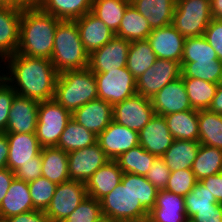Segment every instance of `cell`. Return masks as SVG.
Returning a JSON list of instances; mask_svg holds the SVG:
<instances>
[{
  "label": "cell",
  "instance_id": "6da1fadb",
  "mask_svg": "<svg viewBox=\"0 0 222 222\" xmlns=\"http://www.w3.org/2000/svg\"><path fill=\"white\" fill-rule=\"evenodd\" d=\"M3 62L7 70H3V72L6 71V74L0 71V75L14 88L18 95L39 102L54 98L59 73L50 59L28 57L15 53ZM1 67L5 69L3 64H0Z\"/></svg>",
  "mask_w": 222,
  "mask_h": 222
},
{
  "label": "cell",
  "instance_id": "7a4b0ae2",
  "mask_svg": "<svg viewBox=\"0 0 222 222\" xmlns=\"http://www.w3.org/2000/svg\"><path fill=\"white\" fill-rule=\"evenodd\" d=\"M60 19L42 11L38 6L22 9L18 54L51 59L55 31Z\"/></svg>",
  "mask_w": 222,
  "mask_h": 222
},
{
  "label": "cell",
  "instance_id": "3957f363",
  "mask_svg": "<svg viewBox=\"0 0 222 222\" xmlns=\"http://www.w3.org/2000/svg\"><path fill=\"white\" fill-rule=\"evenodd\" d=\"M54 39L50 60L58 73L88 68L89 53L81 41L75 20H60Z\"/></svg>",
  "mask_w": 222,
  "mask_h": 222
},
{
  "label": "cell",
  "instance_id": "277c9868",
  "mask_svg": "<svg viewBox=\"0 0 222 222\" xmlns=\"http://www.w3.org/2000/svg\"><path fill=\"white\" fill-rule=\"evenodd\" d=\"M102 216L113 222H146L149 211L133 192V173H123L121 183L100 200Z\"/></svg>",
  "mask_w": 222,
  "mask_h": 222
},
{
  "label": "cell",
  "instance_id": "5b68a950",
  "mask_svg": "<svg viewBox=\"0 0 222 222\" xmlns=\"http://www.w3.org/2000/svg\"><path fill=\"white\" fill-rule=\"evenodd\" d=\"M53 99L71 113L98 99L94 73L89 68L59 73Z\"/></svg>",
  "mask_w": 222,
  "mask_h": 222
},
{
  "label": "cell",
  "instance_id": "8992f818",
  "mask_svg": "<svg viewBox=\"0 0 222 222\" xmlns=\"http://www.w3.org/2000/svg\"><path fill=\"white\" fill-rule=\"evenodd\" d=\"M211 20L210 0H176L172 25L185 38L203 36Z\"/></svg>",
  "mask_w": 222,
  "mask_h": 222
},
{
  "label": "cell",
  "instance_id": "52a82bcc",
  "mask_svg": "<svg viewBox=\"0 0 222 222\" xmlns=\"http://www.w3.org/2000/svg\"><path fill=\"white\" fill-rule=\"evenodd\" d=\"M72 113L66 110L54 99L40 101L36 136L42 148L57 147L60 135L63 133Z\"/></svg>",
  "mask_w": 222,
  "mask_h": 222
},
{
  "label": "cell",
  "instance_id": "ba28073f",
  "mask_svg": "<svg viewBox=\"0 0 222 222\" xmlns=\"http://www.w3.org/2000/svg\"><path fill=\"white\" fill-rule=\"evenodd\" d=\"M94 75L98 99L104 100L112 106L137 94L136 79L127 67L104 73H94Z\"/></svg>",
  "mask_w": 222,
  "mask_h": 222
},
{
  "label": "cell",
  "instance_id": "9c48e42d",
  "mask_svg": "<svg viewBox=\"0 0 222 222\" xmlns=\"http://www.w3.org/2000/svg\"><path fill=\"white\" fill-rule=\"evenodd\" d=\"M87 196L84 182L69 180L57 184L45 214L51 222H63Z\"/></svg>",
  "mask_w": 222,
  "mask_h": 222
},
{
  "label": "cell",
  "instance_id": "30bf717a",
  "mask_svg": "<svg viewBox=\"0 0 222 222\" xmlns=\"http://www.w3.org/2000/svg\"><path fill=\"white\" fill-rule=\"evenodd\" d=\"M181 69L180 62L157 58L153 66L136 79L137 94L151 99L165 85L181 77Z\"/></svg>",
  "mask_w": 222,
  "mask_h": 222
},
{
  "label": "cell",
  "instance_id": "8fae6325",
  "mask_svg": "<svg viewBox=\"0 0 222 222\" xmlns=\"http://www.w3.org/2000/svg\"><path fill=\"white\" fill-rule=\"evenodd\" d=\"M155 115L151 99L139 94L113 106V121L139 132Z\"/></svg>",
  "mask_w": 222,
  "mask_h": 222
},
{
  "label": "cell",
  "instance_id": "7c38bea8",
  "mask_svg": "<svg viewBox=\"0 0 222 222\" xmlns=\"http://www.w3.org/2000/svg\"><path fill=\"white\" fill-rule=\"evenodd\" d=\"M130 44V41L115 35L104 46L89 55L88 68L93 73H104L126 67Z\"/></svg>",
  "mask_w": 222,
  "mask_h": 222
},
{
  "label": "cell",
  "instance_id": "4fadbf2b",
  "mask_svg": "<svg viewBox=\"0 0 222 222\" xmlns=\"http://www.w3.org/2000/svg\"><path fill=\"white\" fill-rule=\"evenodd\" d=\"M109 159L98 143L68 153L70 180L86 183Z\"/></svg>",
  "mask_w": 222,
  "mask_h": 222
},
{
  "label": "cell",
  "instance_id": "5bb4252c",
  "mask_svg": "<svg viewBox=\"0 0 222 222\" xmlns=\"http://www.w3.org/2000/svg\"><path fill=\"white\" fill-rule=\"evenodd\" d=\"M97 143L109 160L139 145V132L112 121L97 136Z\"/></svg>",
  "mask_w": 222,
  "mask_h": 222
},
{
  "label": "cell",
  "instance_id": "9a60e30c",
  "mask_svg": "<svg viewBox=\"0 0 222 222\" xmlns=\"http://www.w3.org/2000/svg\"><path fill=\"white\" fill-rule=\"evenodd\" d=\"M9 145L7 168L15 172L28 162H42L40 143L36 134L6 133Z\"/></svg>",
  "mask_w": 222,
  "mask_h": 222
},
{
  "label": "cell",
  "instance_id": "2e32d148",
  "mask_svg": "<svg viewBox=\"0 0 222 222\" xmlns=\"http://www.w3.org/2000/svg\"><path fill=\"white\" fill-rule=\"evenodd\" d=\"M39 101L16 94L4 133L36 134Z\"/></svg>",
  "mask_w": 222,
  "mask_h": 222
},
{
  "label": "cell",
  "instance_id": "e0dca14e",
  "mask_svg": "<svg viewBox=\"0 0 222 222\" xmlns=\"http://www.w3.org/2000/svg\"><path fill=\"white\" fill-rule=\"evenodd\" d=\"M152 107L157 115L194 110L190 104L182 77L165 85L151 98Z\"/></svg>",
  "mask_w": 222,
  "mask_h": 222
},
{
  "label": "cell",
  "instance_id": "ac0fdd59",
  "mask_svg": "<svg viewBox=\"0 0 222 222\" xmlns=\"http://www.w3.org/2000/svg\"><path fill=\"white\" fill-rule=\"evenodd\" d=\"M147 40L158 59L181 63L185 37L172 24L152 29Z\"/></svg>",
  "mask_w": 222,
  "mask_h": 222
},
{
  "label": "cell",
  "instance_id": "d6986e66",
  "mask_svg": "<svg viewBox=\"0 0 222 222\" xmlns=\"http://www.w3.org/2000/svg\"><path fill=\"white\" fill-rule=\"evenodd\" d=\"M72 118L98 136L113 121V106L104 100L96 99L76 109Z\"/></svg>",
  "mask_w": 222,
  "mask_h": 222
},
{
  "label": "cell",
  "instance_id": "ffe728a7",
  "mask_svg": "<svg viewBox=\"0 0 222 222\" xmlns=\"http://www.w3.org/2000/svg\"><path fill=\"white\" fill-rule=\"evenodd\" d=\"M173 141L165 117L161 115L155 114L139 131V145L157 157H161Z\"/></svg>",
  "mask_w": 222,
  "mask_h": 222
},
{
  "label": "cell",
  "instance_id": "44dd1931",
  "mask_svg": "<svg viewBox=\"0 0 222 222\" xmlns=\"http://www.w3.org/2000/svg\"><path fill=\"white\" fill-rule=\"evenodd\" d=\"M23 8L0 6V61L17 53Z\"/></svg>",
  "mask_w": 222,
  "mask_h": 222
},
{
  "label": "cell",
  "instance_id": "7402d4cb",
  "mask_svg": "<svg viewBox=\"0 0 222 222\" xmlns=\"http://www.w3.org/2000/svg\"><path fill=\"white\" fill-rule=\"evenodd\" d=\"M147 222H189L184 197L168 190H159L155 207L149 212Z\"/></svg>",
  "mask_w": 222,
  "mask_h": 222
},
{
  "label": "cell",
  "instance_id": "603a6c76",
  "mask_svg": "<svg viewBox=\"0 0 222 222\" xmlns=\"http://www.w3.org/2000/svg\"><path fill=\"white\" fill-rule=\"evenodd\" d=\"M75 22L78 25L81 41L89 55L115 36V33L91 12L76 19Z\"/></svg>",
  "mask_w": 222,
  "mask_h": 222
},
{
  "label": "cell",
  "instance_id": "cb8c5ba5",
  "mask_svg": "<svg viewBox=\"0 0 222 222\" xmlns=\"http://www.w3.org/2000/svg\"><path fill=\"white\" fill-rule=\"evenodd\" d=\"M123 171L115 160L101 166L85 183L87 195L100 201L121 183Z\"/></svg>",
  "mask_w": 222,
  "mask_h": 222
},
{
  "label": "cell",
  "instance_id": "d4e9b609",
  "mask_svg": "<svg viewBox=\"0 0 222 222\" xmlns=\"http://www.w3.org/2000/svg\"><path fill=\"white\" fill-rule=\"evenodd\" d=\"M32 210L36 209L33 206L28 183L14 178L0 203V221Z\"/></svg>",
  "mask_w": 222,
  "mask_h": 222
},
{
  "label": "cell",
  "instance_id": "484cf974",
  "mask_svg": "<svg viewBox=\"0 0 222 222\" xmlns=\"http://www.w3.org/2000/svg\"><path fill=\"white\" fill-rule=\"evenodd\" d=\"M130 3L148 21L151 29L172 24L176 0H130Z\"/></svg>",
  "mask_w": 222,
  "mask_h": 222
},
{
  "label": "cell",
  "instance_id": "4316f807",
  "mask_svg": "<svg viewBox=\"0 0 222 222\" xmlns=\"http://www.w3.org/2000/svg\"><path fill=\"white\" fill-rule=\"evenodd\" d=\"M42 176L60 184L70 180L68 167V153L57 147L41 149Z\"/></svg>",
  "mask_w": 222,
  "mask_h": 222
},
{
  "label": "cell",
  "instance_id": "83f0119b",
  "mask_svg": "<svg viewBox=\"0 0 222 222\" xmlns=\"http://www.w3.org/2000/svg\"><path fill=\"white\" fill-rule=\"evenodd\" d=\"M199 147V141L174 139L161 158L170 171L191 169Z\"/></svg>",
  "mask_w": 222,
  "mask_h": 222
},
{
  "label": "cell",
  "instance_id": "f1b7e54d",
  "mask_svg": "<svg viewBox=\"0 0 222 222\" xmlns=\"http://www.w3.org/2000/svg\"><path fill=\"white\" fill-rule=\"evenodd\" d=\"M164 117L174 139L198 141V110L171 113Z\"/></svg>",
  "mask_w": 222,
  "mask_h": 222
},
{
  "label": "cell",
  "instance_id": "f546056e",
  "mask_svg": "<svg viewBox=\"0 0 222 222\" xmlns=\"http://www.w3.org/2000/svg\"><path fill=\"white\" fill-rule=\"evenodd\" d=\"M92 2L93 0H41L37 6L60 20H76L91 12Z\"/></svg>",
  "mask_w": 222,
  "mask_h": 222
},
{
  "label": "cell",
  "instance_id": "4dcf8cb0",
  "mask_svg": "<svg viewBox=\"0 0 222 222\" xmlns=\"http://www.w3.org/2000/svg\"><path fill=\"white\" fill-rule=\"evenodd\" d=\"M151 31L148 21L130 3L115 35L132 42L147 39Z\"/></svg>",
  "mask_w": 222,
  "mask_h": 222
},
{
  "label": "cell",
  "instance_id": "1f68e13d",
  "mask_svg": "<svg viewBox=\"0 0 222 222\" xmlns=\"http://www.w3.org/2000/svg\"><path fill=\"white\" fill-rule=\"evenodd\" d=\"M97 143V136L71 118L60 135L57 148L67 153Z\"/></svg>",
  "mask_w": 222,
  "mask_h": 222
},
{
  "label": "cell",
  "instance_id": "d6a6232c",
  "mask_svg": "<svg viewBox=\"0 0 222 222\" xmlns=\"http://www.w3.org/2000/svg\"><path fill=\"white\" fill-rule=\"evenodd\" d=\"M200 144L222 150V114L198 110Z\"/></svg>",
  "mask_w": 222,
  "mask_h": 222
},
{
  "label": "cell",
  "instance_id": "836d02e7",
  "mask_svg": "<svg viewBox=\"0 0 222 222\" xmlns=\"http://www.w3.org/2000/svg\"><path fill=\"white\" fill-rule=\"evenodd\" d=\"M192 171L197 181L222 172V150L200 144Z\"/></svg>",
  "mask_w": 222,
  "mask_h": 222
},
{
  "label": "cell",
  "instance_id": "e575fe53",
  "mask_svg": "<svg viewBox=\"0 0 222 222\" xmlns=\"http://www.w3.org/2000/svg\"><path fill=\"white\" fill-rule=\"evenodd\" d=\"M129 4L130 0H93L91 13L116 33Z\"/></svg>",
  "mask_w": 222,
  "mask_h": 222
},
{
  "label": "cell",
  "instance_id": "d590c367",
  "mask_svg": "<svg viewBox=\"0 0 222 222\" xmlns=\"http://www.w3.org/2000/svg\"><path fill=\"white\" fill-rule=\"evenodd\" d=\"M157 57L147 39L132 41L128 51L127 69L135 79L152 67Z\"/></svg>",
  "mask_w": 222,
  "mask_h": 222
},
{
  "label": "cell",
  "instance_id": "8d00e7d4",
  "mask_svg": "<svg viewBox=\"0 0 222 222\" xmlns=\"http://www.w3.org/2000/svg\"><path fill=\"white\" fill-rule=\"evenodd\" d=\"M157 156L146 151L141 145L120 154L115 161L123 173L146 176Z\"/></svg>",
  "mask_w": 222,
  "mask_h": 222
},
{
  "label": "cell",
  "instance_id": "74e56055",
  "mask_svg": "<svg viewBox=\"0 0 222 222\" xmlns=\"http://www.w3.org/2000/svg\"><path fill=\"white\" fill-rule=\"evenodd\" d=\"M190 104L195 110H206L210 107L218 84L197 78H182Z\"/></svg>",
  "mask_w": 222,
  "mask_h": 222
},
{
  "label": "cell",
  "instance_id": "f35d334b",
  "mask_svg": "<svg viewBox=\"0 0 222 222\" xmlns=\"http://www.w3.org/2000/svg\"><path fill=\"white\" fill-rule=\"evenodd\" d=\"M182 78H197L211 83L222 82V61L181 62Z\"/></svg>",
  "mask_w": 222,
  "mask_h": 222
},
{
  "label": "cell",
  "instance_id": "ab89813d",
  "mask_svg": "<svg viewBox=\"0 0 222 222\" xmlns=\"http://www.w3.org/2000/svg\"><path fill=\"white\" fill-rule=\"evenodd\" d=\"M219 204L200 181H197L193 189L184 197L188 221L197 213V210L216 209Z\"/></svg>",
  "mask_w": 222,
  "mask_h": 222
},
{
  "label": "cell",
  "instance_id": "60d3db41",
  "mask_svg": "<svg viewBox=\"0 0 222 222\" xmlns=\"http://www.w3.org/2000/svg\"><path fill=\"white\" fill-rule=\"evenodd\" d=\"M219 60L217 54L204 36L185 38L181 62Z\"/></svg>",
  "mask_w": 222,
  "mask_h": 222
},
{
  "label": "cell",
  "instance_id": "b9f144b4",
  "mask_svg": "<svg viewBox=\"0 0 222 222\" xmlns=\"http://www.w3.org/2000/svg\"><path fill=\"white\" fill-rule=\"evenodd\" d=\"M57 184L41 176L29 182L28 187L33 206L36 210L45 211L55 193Z\"/></svg>",
  "mask_w": 222,
  "mask_h": 222
},
{
  "label": "cell",
  "instance_id": "7bdbcfd3",
  "mask_svg": "<svg viewBox=\"0 0 222 222\" xmlns=\"http://www.w3.org/2000/svg\"><path fill=\"white\" fill-rule=\"evenodd\" d=\"M102 217L100 201L87 196L63 222H97Z\"/></svg>",
  "mask_w": 222,
  "mask_h": 222
},
{
  "label": "cell",
  "instance_id": "ee69618b",
  "mask_svg": "<svg viewBox=\"0 0 222 222\" xmlns=\"http://www.w3.org/2000/svg\"><path fill=\"white\" fill-rule=\"evenodd\" d=\"M192 169L171 171L165 190L185 197L196 185Z\"/></svg>",
  "mask_w": 222,
  "mask_h": 222
},
{
  "label": "cell",
  "instance_id": "f6af8a7d",
  "mask_svg": "<svg viewBox=\"0 0 222 222\" xmlns=\"http://www.w3.org/2000/svg\"><path fill=\"white\" fill-rule=\"evenodd\" d=\"M158 189L145 176L133 174V192L141 204L150 212L155 207Z\"/></svg>",
  "mask_w": 222,
  "mask_h": 222
},
{
  "label": "cell",
  "instance_id": "bcb514c9",
  "mask_svg": "<svg viewBox=\"0 0 222 222\" xmlns=\"http://www.w3.org/2000/svg\"><path fill=\"white\" fill-rule=\"evenodd\" d=\"M16 94L14 88L0 75V132L6 130L9 111Z\"/></svg>",
  "mask_w": 222,
  "mask_h": 222
},
{
  "label": "cell",
  "instance_id": "7dc6e473",
  "mask_svg": "<svg viewBox=\"0 0 222 222\" xmlns=\"http://www.w3.org/2000/svg\"><path fill=\"white\" fill-rule=\"evenodd\" d=\"M170 169L161 157H157L145 178L158 190H164L170 176Z\"/></svg>",
  "mask_w": 222,
  "mask_h": 222
},
{
  "label": "cell",
  "instance_id": "c3c4849f",
  "mask_svg": "<svg viewBox=\"0 0 222 222\" xmlns=\"http://www.w3.org/2000/svg\"><path fill=\"white\" fill-rule=\"evenodd\" d=\"M203 36L222 61V19H212Z\"/></svg>",
  "mask_w": 222,
  "mask_h": 222
},
{
  "label": "cell",
  "instance_id": "681fc988",
  "mask_svg": "<svg viewBox=\"0 0 222 222\" xmlns=\"http://www.w3.org/2000/svg\"><path fill=\"white\" fill-rule=\"evenodd\" d=\"M14 175L26 183L32 182L42 176V162H28L18 168Z\"/></svg>",
  "mask_w": 222,
  "mask_h": 222
},
{
  "label": "cell",
  "instance_id": "f907efd6",
  "mask_svg": "<svg viewBox=\"0 0 222 222\" xmlns=\"http://www.w3.org/2000/svg\"><path fill=\"white\" fill-rule=\"evenodd\" d=\"M1 222H51L43 210H32L16 216L9 217Z\"/></svg>",
  "mask_w": 222,
  "mask_h": 222
},
{
  "label": "cell",
  "instance_id": "816d5d0a",
  "mask_svg": "<svg viewBox=\"0 0 222 222\" xmlns=\"http://www.w3.org/2000/svg\"><path fill=\"white\" fill-rule=\"evenodd\" d=\"M189 222H222V204L216 209L197 210Z\"/></svg>",
  "mask_w": 222,
  "mask_h": 222
},
{
  "label": "cell",
  "instance_id": "f5cc1de1",
  "mask_svg": "<svg viewBox=\"0 0 222 222\" xmlns=\"http://www.w3.org/2000/svg\"><path fill=\"white\" fill-rule=\"evenodd\" d=\"M200 182L214 195L217 202L222 204V172L203 178Z\"/></svg>",
  "mask_w": 222,
  "mask_h": 222
},
{
  "label": "cell",
  "instance_id": "db71d44e",
  "mask_svg": "<svg viewBox=\"0 0 222 222\" xmlns=\"http://www.w3.org/2000/svg\"><path fill=\"white\" fill-rule=\"evenodd\" d=\"M14 178L15 175L13 171L8 168L0 169V203L5 197Z\"/></svg>",
  "mask_w": 222,
  "mask_h": 222
},
{
  "label": "cell",
  "instance_id": "11a10c76",
  "mask_svg": "<svg viewBox=\"0 0 222 222\" xmlns=\"http://www.w3.org/2000/svg\"><path fill=\"white\" fill-rule=\"evenodd\" d=\"M9 145L7 134L0 132V169L7 168Z\"/></svg>",
  "mask_w": 222,
  "mask_h": 222
},
{
  "label": "cell",
  "instance_id": "9f6ffc18",
  "mask_svg": "<svg viewBox=\"0 0 222 222\" xmlns=\"http://www.w3.org/2000/svg\"><path fill=\"white\" fill-rule=\"evenodd\" d=\"M208 110L210 112L222 114V82L218 84L215 96Z\"/></svg>",
  "mask_w": 222,
  "mask_h": 222
},
{
  "label": "cell",
  "instance_id": "6f0895ef",
  "mask_svg": "<svg viewBox=\"0 0 222 222\" xmlns=\"http://www.w3.org/2000/svg\"><path fill=\"white\" fill-rule=\"evenodd\" d=\"M212 19H222V0H210Z\"/></svg>",
  "mask_w": 222,
  "mask_h": 222
},
{
  "label": "cell",
  "instance_id": "680465c9",
  "mask_svg": "<svg viewBox=\"0 0 222 222\" xmlns=\"http://www.w3.org/2000/svg\"><path fill=\"white\" fill-rule=\"evenodd\" d=\"M0 6L24 8L27 7L28 5L23 0H0Z\"/></svg>",
  "mask_w": 222,
  "mask_h": 222
},
{
  "label": "cell",
  "instance_id": "91938a15",
  "mask_svg": "<svg viewBox=\"0 0 222 222\" xmlns=\"http://www.w3.org/2000/svg\"><path fill=\"white\" fill-rule=\"evenodd\" d=\"M28 6H37L41 0H23Z\"/></svg>",
  "mask_w": 222,
  "mask_h": 222
},
{
  "label": "cell",
  "instance_id": "94428289",
  "mask_svg": "<svg viewBox=\"0 0 222 222\" xmlns=\"http://www.w3.org/2000/svg\"><path fill=\"white\" fill-rule=\"evenodd\" d=\"M97 222H113L111 220H109L108 218L106 217H102L100 220H98Z\"/></svg>",
  "mask_w": 222,
  "mask_h": 222
}]
</instances>
